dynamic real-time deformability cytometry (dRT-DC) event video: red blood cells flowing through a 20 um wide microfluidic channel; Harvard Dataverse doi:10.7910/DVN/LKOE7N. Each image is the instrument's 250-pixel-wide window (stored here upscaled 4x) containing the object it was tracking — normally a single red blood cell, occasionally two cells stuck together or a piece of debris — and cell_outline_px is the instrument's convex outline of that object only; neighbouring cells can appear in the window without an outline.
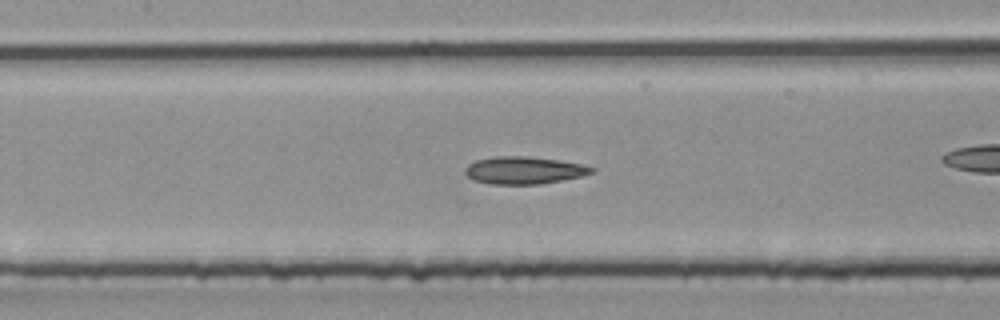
{"species": "common noctule bat (a hibernating species)", "species_latin": "Nyctalus noctula", "temperature_condition": "room temperature", "stored_images_in_passage": 31, "segment_of_instrument_passage": [2, 2], "camera_frame_rate_fps": 3000, "um_per_image_px": 0.085, "animal": {"sex": "male", "body_mass_g": 20.4}, "frame": {"image": 1, "passage_image": 18, "time_ms": 5.667, "image_size_px": [1000, 320], "cell_outline_px": [[596, 172], [584, 176], [540, 184], [488, 184], [472, 180], [464, 172], [464, 168], [468, 164], [476, 160], [492, 156], [524, 156], [556, 160], [584, 164], [596, 168]], "centroid_in_image_um": [44.55, 14.48], "position_along_channel_um": 162.9, "area_um2": 20.46}}